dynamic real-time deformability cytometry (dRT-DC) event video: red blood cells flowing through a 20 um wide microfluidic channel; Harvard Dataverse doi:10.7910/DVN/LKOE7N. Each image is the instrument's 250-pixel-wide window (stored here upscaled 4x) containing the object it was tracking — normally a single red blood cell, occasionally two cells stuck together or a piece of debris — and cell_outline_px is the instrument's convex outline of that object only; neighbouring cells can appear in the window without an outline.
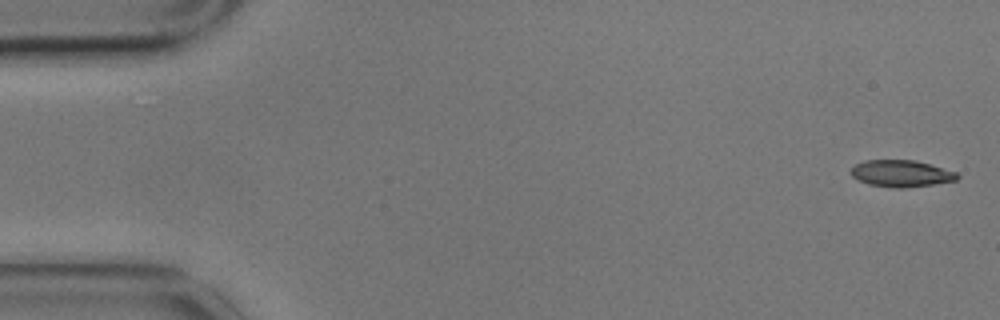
{"species": "common noctule bat (a hibernating species)", "species_latin": "Nyctalus noctula", "temperature_condition": "cold", "stored_images_in_passage": 5, "camera_frame_rate_fps": 3000, "um_per_image_px": 0.085, "animal": {"sex": "male", "body_mass_g": 17.9}, "frame": {"image": 1, "passage_image": 1, "time_ms": 0.0, "image_size_px": [1000, 320], "cell_outline_px": [[960, 176], [956, 180], [932, 184], [904, 188], [892, 188], [868, 184], [852, 176], [852, 168], [856, 164], [864, 160], [916, 160], [956, 172]], "centroid_in_image_um": [76.6, 14.74], "position_along_channel_um": 8.4, "area_um2": 16.42}}